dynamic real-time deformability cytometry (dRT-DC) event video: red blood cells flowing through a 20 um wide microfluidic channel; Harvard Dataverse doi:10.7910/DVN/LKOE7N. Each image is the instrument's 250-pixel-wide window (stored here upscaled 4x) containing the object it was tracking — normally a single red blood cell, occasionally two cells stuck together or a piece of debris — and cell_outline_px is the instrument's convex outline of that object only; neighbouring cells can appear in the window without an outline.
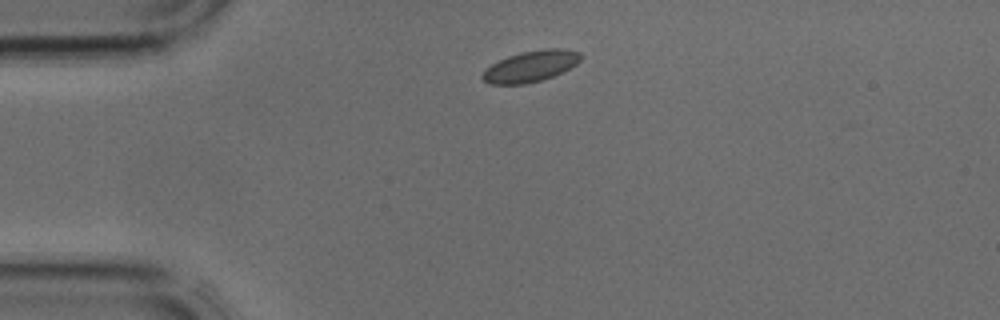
{"species": "common noctule bat (a hibernating species)", "species_latin": "Nyctalus noctula", "temperature_condition": "cold", "stored_images_in_passage": 2, "camera_frame_rate_fps": 3000, "um_per_image_px": 0.085, "animal": {"sex": "male", "body_mass_g": 17.9, "forearm_length_mm": 54.2}, "frame": {"image": 1, "passage_image": 1, "time_ms": 0.0, "image_size_px": [1000, 320], "cell_outline_px": [[584, 56], [576, 64], [552, 76], [540, 80], [524, 84], [488, 84], [480, 76], [484, 68], [508, 56], [520, 52], [544, 48], [564, 48], [580, 52]], "centroid_in_image_um": [45.09, 5.61], "position_along_channel_um": 39.9, "area_um2": 17.86}}
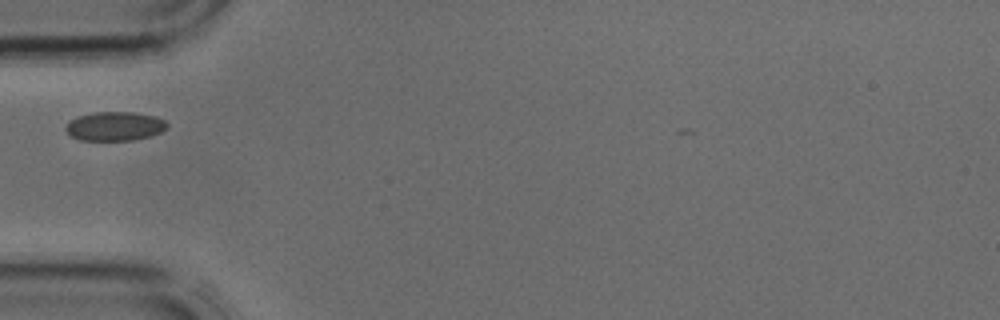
{"frame": {"image": 2, "passage_image": 2, "time_ms": 0.333, "image_size_px": [1000, 320], "cell_outline_px": [[168, 128], [152, 136], [132, 140], [80, 140], [72, 136], [64, 128], [64, 124], [68, 120], [76, 116], [96, 112], [132, 112], [156, 116], [164, 120], [168, 124]], "centroid_in_image_um": [9.74, 10.72], "position_along_channel_um": 75.3, "area_um2": 17.34}}